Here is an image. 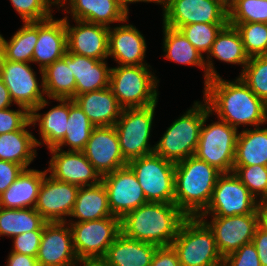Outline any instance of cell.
<instances>
[{"mask_svg": "<svg viewBox=\"0 0 267 266\" xmlns=\"http://www.w3.org/2000/svg\"><path fill=\"white\" fill-rule=\"evenodd\" d=\"M150 266H181L172 245L157 247Z\"/></svg>", "mask_w": 267, "mask_h": 266, "instance_id": "cell-48", "label": "cell"}, {"mask_svg": "<svg viewBox=\"0 0 267 266\" xmlns=\"http://www.w3.org/2000/svg\"><path fill=\"white\" fill-rule=\"evenodd\" d=\"M22 25L8 41L0 34V48L7 60L32 63L38 40V22H23Z\"/></svg>", "mask_w": 267, "mask_h": 266, "instance_id": "cell-35", "label": "cell"}, {"mask_svg": "<svg viewBox=\"0 0 267 266\" xmlns=\"http://www.w3.org/2000/svg\"><path fill=\"white\" fill-rule=\"evenodd\" d=\"M210 115H213L211 111L204 117L195 156L221 173L233 172L239 130L219 118L218 121L205 126Z\"/></svg>", "mask_w": 267, "mask_h": 266, "instance_id": "cell-8", "label": "cell"}, {"mask_svg": "<svg viewBox=\"0 0 267 266\" xmlns=\"http://www.w3.org/2000/svg\"><path fill=\"white\" fill-rule=\"evenodd\" d=\"M23 22H39L53 17L51 7H58V0H10ZM53 5V6H52Z\"/></svg>", "mask_w": 267, "mask_h": 266, "instance_id": "cell-43", "label": "cell"}, {"mask_svg": "<svg viewBox=\"0 0 267 266\" xmlns=\"http://www.w3.org/2000/svg\"><path fill=\"white\" fill-rule=\"evenodd\" d=\"M220 174L195 155L175 163L174 203L187 217H198L208 206Z\"/></svg>", "mask_w": 267, "mask_h": 266, "instance_id": "cell-3", "label": "cell"}, {"mask_svg": "<svg viewBox=\"0 0 267 266\" xmlns=\"http://www.w3.org/2000/svg\"><path fill=\"white\" fill-rule=\"evenodd\" d=\"M233 173L259 202H267V166H233Z\"/></svg>", "mask_w": 267, "mask_h": 266, "instance_id": "cell-42", "label": "cell"}, {"mask_svg": "<svg viewBox=\"0 0 267 266\" xmlns=\"http://www.w3.org/2000/svg\"><path fill=\"white\" fill-rule=\"evenodd\" d=\"M203 97L211 113L237 130L240 125L259 127L267 123V103L257 97L239 76L234 81L221 76L208 80Z\"/></svg>", "mask_w": 267, "mask_h": 266, "instance_id": "cell-1", "label": "cell"}, {"mask_svg": "<svg viewBox=\"0 0 267 266\" xmlns=\"http://www.w3.org/2000/svg\"><path fill=\"white\" fill-rule=\"evenodd\" d=\"M47 175L42 181L34 208L47 222H66L80 187Z\"/></svg>", "mask_w": 267, "mask_h": 266, "instance_id": "cell-16", "label": "cell"}, {"mask_svg": "<svg viewBox=\"0 0 267 266\" xmlns=\"http://www.w3.org/2000/svg\"><path fill=\"white\" fill-rule=\"evenodd\" d=\"M53 100L59 102V104L50 108L47 112L39 113L40 110L49 105L48 98H45L30 112L31 123L34 127L38 124L42 140L41 142V140L35 138L37 147L44 144L47 149L54 148L64 139L69 118V99L59 98Z\"/></svg>", "mask_w": 267, "mask_h": 266, "instance_id": "cell-24", "label": "cell"}, {"mask_svg": "<svg viewBox=\"0 0 267 266\" xmlns=\"http://www.w3.org/2000/svg\"><path fill=\"white\" fill-rule=\"evenodd\" d=\"M30 65L3 57L0 77L8 88L14 104L25 107L29 112L46 98L43 73L40 77L41 82H38L36 73Z\"/></svg>", "mask_w": 267, "mask_h": 266, "instance_id": "cell-13", "label": "cell"}, {"mask_svg": "<svg viewBox=\"0 0 267 266\" xmlns=\"http://www.w3.org/2000/svg\"><path fill=\"white\" fill-rule=\"evenodd\" d=\"M201 218L211 229L216 245L223 259L237 251L244 244L252 242L258 227L257 213L236 216H210ZM206 219V220H205Z\"/></svg>", "mask_w": 267, "mask_h": 266, "instance_id": "cell-15", "label": "cell"}, {"mask_svg": "<svg viewBox=\"0 0 267 266\" xmlns=\"http://www.w3.org/2000/svg\"><path fill=\"white\" fill-rule=\"evenodd\" d=\"M163 25L174 29L194 23L228 24V9L217 0H156Z\"/></svg>", "mask_w": 267, "mask_h": 266, "instance_id": "cell-12", "label": "cell"}, {"mask_svg": "<svg viewBox=\"0 0 267 266\" xmlns=\"http://www.w3.org/2000/svg\"><path fill=\"white\" fill-rule=\"evenodd\" d=\"M67 53V30L65 18L51 17L38 22V40L32 55V63H37L39 73L47 66L63 58Z\"/></svg>", "mask_w": 267, "mask_h": 266, "instance_id": "cell-22", "label": "cell"}, {"mask_svg": "<svg viewBox=\"0 0 267 266\" xmlns=\"http://www.w3.org/2000/svg\"><path fill=\"white\" fill-rule=\"evenodd\" d=\"M83 153L101 177L128 163L122 155L114 126L94 127Z\"/></svg>", "mask_w": 267, "mask_h": 266, "instance_id": "cell-19", "label": "cell"}, {"mask_svg": "<svg viewBox=\"0 0 267 266\" xmlns=\"http://www.w3.org/2000/svg\"><path fill=\"white\" fill-rule=\"evenodd\" d=\"M151 67L150 64L111 67L109 87L123 109L157 104L159 79L150 71Z\"/></svg>", "mask_w": 267, "mask_h": 266, "instance_id": "cell-5", "label": "cell"}, {"mask_svg": "<svg viewBox=\"0 0 267 266\" xmlns=\"http://www.w3.org/2000/svg\"><path fill=\"white\" fill-rule=\"evenodd\" d=\"M267 166V127L244 128L238 133L233 166Z\"/></svg>", "mask_w": 267, "mask_h": 266, "instance_id": "cell-32", "label": "cell"}, {"mask_svg": "<svg viewBox=\"0 0 267 266\" xmlns=\"http://www.w3.org/2000/svg\"><path fill=\"white\" fill-rule=\"evenodd\" d=\"M128 14H129V4L138 3V2H146V3H156V0H115Z\"/></svg>", "mask_w": 267, "mask_h": 266, "instance_id": "cell-53", "label": "cell"}, {"mask_svg": "<svg viewBox=\"0 0 267 266\" xmlns=\"http://www.w3.org/2000/svg\"><path fill=\"white\" fill-rule=\"evenodd\" d=\"M24 168L14 162L0 160V195L17 179Z\"/></svg>", "mask_w": 267, "mask_h": 266, "instance_id": "cell-47", "label": "cell"}, {"mask_svg": "<svg viewBox=\"0 0 267 266\" xmlns=\"http://www.w3.org/2000/svg\"><path fill=\"white\" fill-rule=\"evenodd\" d=\"M102 183L107 192L109 209L119 219L147 203L143 189L128 165L104 175Z\"/></svg>", "mask_w": 267, "mask_h": 266, "instance_id": "cell-14", "label": "cell"}, {"mask_svg": "<svg viewBox=\"0 0 267 266\" xmlns=\"http://www.w3.org/2000/svg\"><path fill=\"white\" fill-rule=\"evenodd\" d=\"M163 54L165 59L178 64L200 67L204 71V86L207 82L205 57L187 40L179 29L163 25Z\"/></svg>", "mask_w": 267, "mask_h": 266, "instance_id": "cell-33", "label": "cell"}, {"mask_svg": "<svg viewBox=\"0 0 267 266\" xmlns=\"http://www.w3.org/2000/svg\"><path fill=\"white\" fill-rule=\"evenodd\" d=\"M127 165L135 173L147 202L174 203V162L152 153L133 159Z\"/></svg>", "mask_w": 267, "mask_h": 266, "instance_id": "cell-10", "label": "cell"}, {"mask_svg": "<svg viewBox=\"0 0 267 266\" xmlns=\"http://www.w3.org/2000/svg\"><path fill=\"white\" fill-rule=\"evenodd\" d=\"M252 243L256 247L261 266H267V233L257 227Z\"/></svg>", "mask_w": 267, "mask_h": 266, "instance_id": "cell-49", "label": "cell"}, {"mask_svg": "<svg viewBox=\"0 0 267 266\" xmlns=\"http://www.w3.org/2000/svg\"><path fill=\"white\" fill-rule=\"evenodd\" d=\"M186 217L175 203L147 202L120 219L121 233L158 247L169 246Z\"/></svg>", "mask_w": 267, "mask_h": 266, "instance_id": "cell-2", "label": "cell"}, {"mask_svg": "<svg viewBox=\"0 0 267 266\" xmlns=\"http://www.w3.org/2000/svg\"><path fill=\"white\" fill-rule=\"evenodd\" d=\"M128 18L119 26L110 27L108 33V56L121 66L148 65L146 58L147 44L143 34ZM126 23V24H124Z\"/></svg>", "mask_w": 267, "mask_h": 266, "instance_id": "cell-21", "label": "cell"}, {"mask_svg": "<svg viewBox=\"0 0 267 266\" xmlns=\"http://www.w3.org/2000/svg\"><path fill=\"white\" fill-rule=\"evenodd\" d=\"M105 266L101 261L81 262L79 266Z\"/></svg>", "mask_w": 267, "mask_h": 266, "instance_id": "cell-54", "label": "cell"}, {"mask_svg": "<svg viewBox=\"0 0 267 266\" xmlns=\"http://www.w3.org/2000/svg\"><path fill=\"white\" fill-rule=\"evenodd\" d=\"M18 107L0 110V135L20 130L30 120V112L23 106Z\"/></svg>", "mask_w": 267, "mask_h": 266, "instance_id": "cell-44", "label": "cell"}, {"mask_svg": "<svg viewBox=\"0 0 267 266\" xmlns=\"http://www.w3.org/2000/svg\"><path fill=\"white\" fill-rule=\"evenodd\" d=\"M213 58L221 62L242 66L241 73L249 61L239 31L230 24H227L217 35L210 52L205 58L207 69V81L219 77Z\"/></svg>", "mask_w": 267, "mask_h": 266, "instance_id": "cell-25", "label": "cell"}, {"mask_svg": "<svg viewBox=\"0 0 267 266\" xmlns=\"http://www.w3.org/2000/svg\"><path fill=\"white\" fill-rule=\"evenodd\" d=\"M106 60L71 53V71L76 80L75 96L109 87L110 70Z\"/></svg>", "mask_w": 267, "mask_h": 266, "instance_id": "cell-29", "label": "cell"}, {"mask_svg": "<svg viewBox=\"0 0 267 266\" xmlns=\"http://www.w3.org/2000/svg\"><path fill=\"white\" fill-rule=\"evenodd\" d=\"M157 247L120 232L101 262L105 266H150Z\"/></svg>", "mask_w": 267, "mask_h": 266, "instance_id": "cell-27", "label": "cell"}, {"mask_svg": "<svg viewBox=\"0 0 267 266\" xmlns=\"http://www.w3.org/2000/svg\"><path fill=\"white\" fill-rule=\"evenodd\" d=\"M240 33L244 49L249 57L267 55L266 23H228Z\"/></svg>", "mask_w": 267, "mask_h": 266, "instance_id": "cell-38", "label": "cell"}, {"mask_svg": "<svg viewBox=\"0 0 267 266\" xmlns=\"http://www.w3.org/2000/svg\"><path fill=\"white\" fill-rule=\"evenodd\" d=\"M39 266H78L67 222H47L44 225L41 244L36 256Z\"/></svg>", "mask_w": 267, "mask_h": 266, "instance_id": "cell-17", "label": "cell"}, {"mask_svg": "<svg viewBox=\"0 0 267 266\" xmlns=\"http://www.w3.org/2000/svg\"><path fill=\"white\" fill-rule=\"evenodd\" d=\"M42 232L30 231L13 237V249H11V252L36 257L41 244Z\"/></svg>", "mask_w": 267, "mask_h": 266, "instance_id": "cell-46", "label": "cell"}, {"mask_svg": "<svg viewBox=\"0 0 267 266\" xmlns=\"http://www.w3.org/2000/svg\"><path fill=\"white\" fill-rule=\"evenodd\" d=\"M73 101L95 127L114 126L123 109L110 87L77 95Z\"/></svg>", "mask_w": 267, "mask_h": 266, "instance_id": "cell-26", "label": "cell"}, {"mask_svg": "<svg viewBox=\"0 0 267 266\" xmlns=\"http://www.w3.org/2000/svg\"><path fill=\"white\" fill-rule=\"evenodd\" d=\"M52 155L47 173L56 180L82 186H93L102 177L87 160L83 151H66L56 147L48 149Z\"/></svg>", "mask_w": 267, "mask_h": 266, "instance_id": "cell-18", "label": "cell"}, {"mask_svg": "<svg viewBox=\"0 0 267 266\" xmlns=\"http://www.w3.org/2000/svg\"><path fill=\"white\" fill-rule=\"evenodd\" d=\"M227 24L194 23L182 26L179 30L187 40L204 56L212 48L217 35Z\"/></svg>", "mask_w": 267, "mask_h": 266, "instance_id": "cell-41", "label": "cell"}, {"mask_svg": "<svg viewBox=\"0 0 267 266\" xmlns=\"http://www.w3.org/2000/svg\"><path fill=\"white\" fill-rule=\"evenodd\" d=\"M47 170L24 169L0 195V207L7 209L34 208Z\"/></svg>", "mask_w": 267, "mask_h": 266, "instance_id": "cell-28", "label": "cell"}, {"mask_svg": "<svg viewBox=\"0 0 267 266\" xmlns=\"http://www.w3.org/2000/svg\"><path fill=\"white\" fill-rule=\"evenodd\" d=\"M113 216L109 206L107 192L102 181L93 186H82L79 188L74 208L70 217L77 218L76 221L67 220L66 222H85L98 220Z\"/></svg>", "mask_w": 267, "mask_h": 266, "instance_id": "cell-31", "label": "cell"}, {"mask_svg": "<svg viewBox=\"0 0 267 266\" xmlns=\"http://www.w3.org/2000/svg\"><path fill=\"white\" fill-rule=\"evenodd\" d=\"M171 245L181 266H223L214 234L199 217H186Z\"/></svg>", "mask_w": 267, "mask_h": 266, "instance_id": "cell-6", "label": "cell"}, {"mask_svg": "<svg viewBox=\"0 0 267 266\" xmlns=\"http://www.w3.org/2000/svg\"><path fill=\"white\" fill-rule=\"evenodd\" d=\"M67 30V52L105 60L108 56V33L106 26L75 20V26L70 25L69 16H65Z\"/></svg>", "mask_w": 267, "mask_h": 266, "instance_id": "cell-20", "label": "cell"}, {"mask_svg": "<svg viewBox=\"0 0 267 266\" xmlns=\"http://www.w3.org/2000/svg\"><path fill=\"white\" fill-rule=\"evenodd\" d=\"M68 2V4H67ZM68 5V6H67ZM71 19L99 24L110 28L112 23H122L129 14L115 0H58V10L63 8Z\"/></svg>", "mask_w": 267, "mask_h": 266, "instance_id": "cell-23", "label": "cell"}, {"mask_svg": "<svg viewBox=\"0 0 267 266\" xmlns=\"http://www.w3.org/2000/svg\"><path fill=\"white\" fill-rule=\"evenodd\" d=\"M12 103L14 102L11 99L9 90L0 78V110L11 107Z\"/></svg>", "mask_w": 267, "mask_h": 266, "instance_id": "cell-52", "label": "cell"}, {"mask_svg": "<svg viewBox=\"0 0 267 266\" xmlns=\"http://www.w3.org/2000/svg\"><path fill=\"white\" fill-rule=\"evenodd\" d=\"M259 201L233 173H221L216 181L211 200L198 216H236L257 213Z\"/></svg>", "mask_w": 267, "mask_h": 266, "instance_id": "cell-11", "label": "cell"}, {"mask_svg": "<svg viewBox=\"0 0 267 266\" xmlns=\"http://www.w3.org/2000/svg\"><path fill=\"white\" fill-rule=\"evenodd\" d=\"M32 126L29 120L20 130L0 135V160L11 161L28 169L37 156L35 136L27 127Z\"/></svg>", "mask_w": 267, "mask_h": 266, "instance_id": "cell-30", "label": "cell"}, {"mask_svg": "<svg viewBox=\"0 0 267 266\" xmlns=\"http://www.w3.org/2000/svg\"><path fill=\"white\" fill-rule=\"evenodd\" d=\"M6 266H39L36 257L9 252Z\"/></svg>", "mask_w": 267, "mask_h": 266, "instance_id": "cell-50", "label": "cell"}, {"mask_svg": "<svg viewBox=\"0 0 267 266\" xmlns=\"http://www.w3.org/2000/svg\"><path fill=\"white\" fill-rule=\"evenodd\" d=\"M2 62H3V53H2V50L0 48V77H1Z\"/></svg>", "mask_w": 267, "mask_h": 266, "instance_id": "cell-56", "label": "cell"}, {"mask_svg": "<svg viewBox=\"0 0 267 266\" xmlns=\"http://www.w3.org/2000/svg\"><path fill=\"white\" fill-rule=\"evenodd\" d=\"M43 71L45 94L51 99H73L76 80L71 71V53L56 60Z\"/></svg>", "mask_w": 267, "mask_h": 266, "instance_id": "cell-34", "label": "cell"}, {"mask_svg": "<svg viewBox=\"0 0 267 266\" xmlns=\"http://www.w3.org/2000/svg\"><path fill=\"white\" fill-rule=\"evenodd\" d=\"M209 111L204 99L203 102L194 101L186 113L184 112L167 127L155 144L154 153L174 163L194 156L204 117Z\"/></svg>", "mask_w": 267, "mask_h": 266, "instance_id": "cell-4", "label": "cell"}, {"mask_svg": "<svg viewBox=\"0 0 267 266\" xmlns=\"http://www.w3.org/2000/svg\"><path fill=\"white\" fill-rule=\"evenodd\" d=\"M239 74L254 94L267 103V55L249 57Z\"/></svg>", "mask_w": 267, "mask_h": 266, "instance_id": "cell-39", "label": "cell"}, {"mask_svg": "<svg viewBox=\"0 0 267 266\" xmlns=\"http://www.w3.org/2000/svg\"><path fill=\"white\" fill-rule=\"evenodd\" d=\"M94 127L83 110L73 99H69V118L66 133L64 139L56 148L62 149L66 145L69 146L68 151H83Z\"/></svg>", "mask_w": 267, "mask_h": 266, "instance_id": "cell-37", "label": "cell"}, {"mask_svg": "<svg viewBox=\"0 0 267 266\" xmlns=\"http://www.w3.org/2000/svg\"><path fill=\"white\" fill-rule=\"evenodd\" d=\"M67 223L72 232L73 248L80 263L101 261L121 232L120 219L115 216Z\"/></svg>", "mask_w": 267, "mask_h": 266, "instance_id": "cell-9", "label": "cell"}, {"mask_svg": "<svg viewBox=\"0 0 267 266\" xmlns=\"http://www.w3.org/2000/svg\"><path fill=\"white\" fill-rule=\"evenodd\" d=\"M217 1H219L227 9H229L232 6V4L234 3V0H217Z\"/></svg>", "mask_w": 267, "mask_h": 266, "instance_id": "cell-55", "label": "cell"}, {"mask_svg": "<svg viewBox=\"0 0 267 266\" xmlns=\"http://www.w3.org/2000/svg\"><path fill=\"white\" fill-rule=\"evenodd\" d=\"M157 104L144 108H124L114 125L124 159L129 162L154 153L149 142Z\"/></svg>", "mask_w": 267, "mask_h": 266, "instance_id": "cell-7", "label": "cell"}, {"mask_svg": "<svg viewBox=\"0 0 267 266\" xmlns=\"http://www.w3.org/2000/svg\"><path fill=\"white\" fill-rule=\"evenodd\" d=\"M47 221L35 208L7 209L0 207V236L11 239L30 231H43Z\"/></svg>", "mask_w": 267, "mask_h": 266, "instance_id": "cell-36", "label": "cell"}, {"mask_svg": "<svg viewBox=\"0 0 267 266\" xmlns=\"http://www.w3.org/2000/svg\"><path fill=\"white\" fill-rule=\"evenodd\" d=\"M258 227L267 233V202H259L257 207Z\"/></svg>", "mask_w": 267, "mask_h": 266, "instance_id": "cell-51", "label": "cell"}, {"mask_svg": "<svg viewBox=\"0 0 267 266\" xmlns=\"http://www.w3.org/2000/svg\"><path fill=\"white\" fill-rule=\"evenodd\" d=\"M266 23L267 0H234L228 9V23Z\"/></svg>", "mask_w": 267, "mask_h": 266, "instance_id": "cell-40", "label": "cell"}, {"mask_svg": "<svg viewBox=\"0 0 267 266\" xmlns=\"http://www.w3.org/2000/svg\"><path fill=\"white\" fill-rule=\"evenodd\" d=\"M223 266H261V263L256 247L250 242L226 256L223 259Z\"/></svg>", "mask_w": 267, "mask_h": 266, "instance_id": "cell-45", "label": "cell"}]
</instances>
